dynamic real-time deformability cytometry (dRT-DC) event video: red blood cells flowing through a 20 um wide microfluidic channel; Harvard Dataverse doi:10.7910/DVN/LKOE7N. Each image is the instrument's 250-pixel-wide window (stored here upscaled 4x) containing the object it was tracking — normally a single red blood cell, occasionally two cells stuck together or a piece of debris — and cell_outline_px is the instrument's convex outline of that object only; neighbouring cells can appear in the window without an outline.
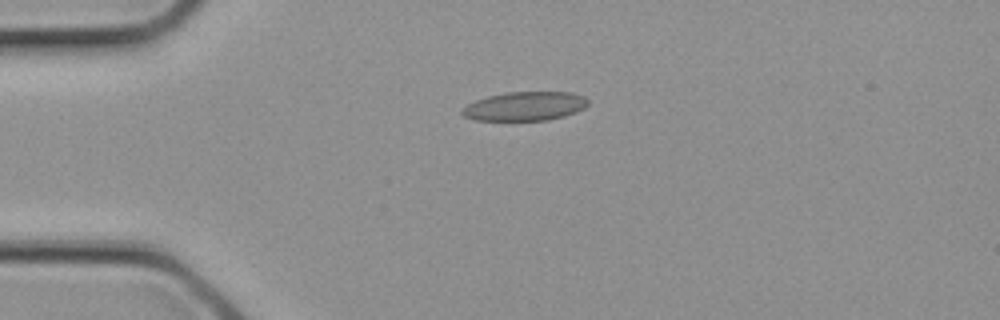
{"species": "common noctule bat (a hibernating species)", "species_latin": "Nyctalus noctula", "temperature_condition": "cold", "stored_images_in_passage": 2, "camera_frame_rate_fps": 3000, "um_per_image_px": 0.085, "animal": {"sex": "female", "body_mass_g": 21.9}, "frame": {"image": 1, "passage_image": 2, "time_ms": 0.333, "image_size_px": [1000, 320], "cell_outline_px": [[588, 104], [584, 108], [576, 112], [564, 116], [548, 120], [476, 120], [464, 116], [460, 112], [460, 108], [476, 100], [488, 96], [508, 92], [572, 92], [584, 96], [588, 100]], "centroid_in_image_um": [44.62, 9.02], "position_along_channel_um": 40.4, "area_um2": 21.27}}